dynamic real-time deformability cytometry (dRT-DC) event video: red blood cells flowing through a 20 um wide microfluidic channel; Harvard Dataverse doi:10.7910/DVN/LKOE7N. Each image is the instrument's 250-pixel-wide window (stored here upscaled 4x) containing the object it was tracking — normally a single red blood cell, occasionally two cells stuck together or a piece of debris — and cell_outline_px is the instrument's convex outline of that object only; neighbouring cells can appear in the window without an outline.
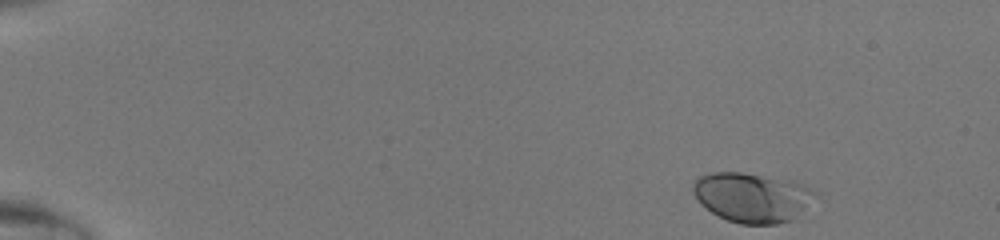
{"species": "human", "species_latin": "Homo sapiens", "temperature_condition": "room temperature", "stored_images_in_passage": 43, "camera_frame_rate_fps": 3000, "um_per_image_px": 0.085, "donor": {"sex": "male"}, "frame": {"image": 1, "passage_image": 1, "time_ms": 0.0, "image_size_px": [1000, 240], "cell_outline_px": [[824, 200], [792, 220], [776, 224], [740, 224], [728, 220], [712, 212], [700, 204], [692, 192], [692, 184], [700, 176], [712, 172], [740, 172], [792, 180], [820, 192]], "centroid_in_image_um": [64.09, 16.78], "position_along_channel_um": 20.9, "area_um2": 36.47}}
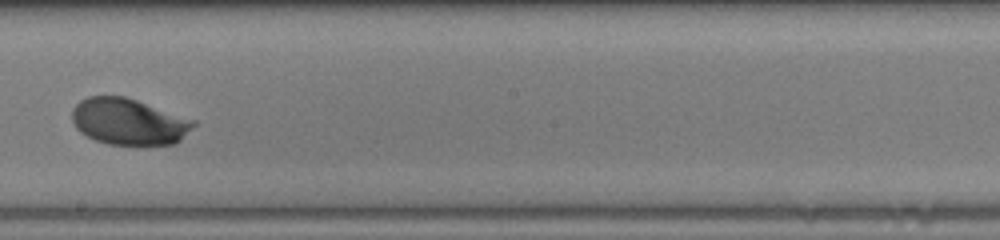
{"frame": {"image": 2, "passage_image": 25, "time_ms": 8.0, "image_size_px": [1000, 240], "cell_outline_px": [[196, 124], [176, 144], [136, 148], [108, 144], [96, 140], [80, 132], [76, 128], [72, 120], [72, 108], [80, 100], [88, 96], [124, 96], [196, 120]], "centroid_in_image_um": [10.96, 10.39], "position_along_channel_um": 237.2, "area_um2": 33.64}}
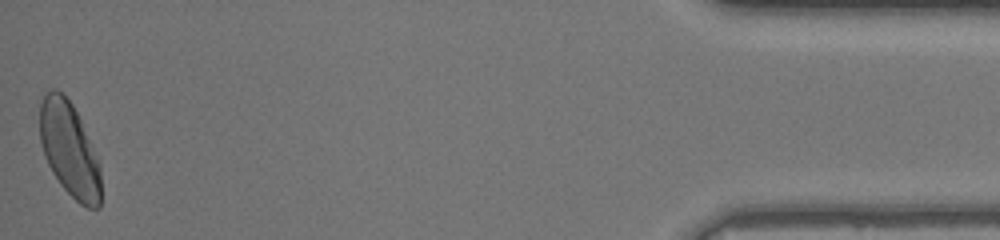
{"frame": {"image": 3, "passage_image": 43, "time_ms": 14.0, "image_size_px": [1000, 240], "cell_outline_px": [[100, 208], [88, 208], [80, 204], [60, 184], [52, 172], [44, 156], [40, 144], [40, 100], [44, 92], [52, 88], [56, 88], [72, 104], [80, 120], [100, 164]], "centroid_in_image_um": [5.87, 12.69], "position_along_channel_um": 429.3, "area_um2": 33.47}}